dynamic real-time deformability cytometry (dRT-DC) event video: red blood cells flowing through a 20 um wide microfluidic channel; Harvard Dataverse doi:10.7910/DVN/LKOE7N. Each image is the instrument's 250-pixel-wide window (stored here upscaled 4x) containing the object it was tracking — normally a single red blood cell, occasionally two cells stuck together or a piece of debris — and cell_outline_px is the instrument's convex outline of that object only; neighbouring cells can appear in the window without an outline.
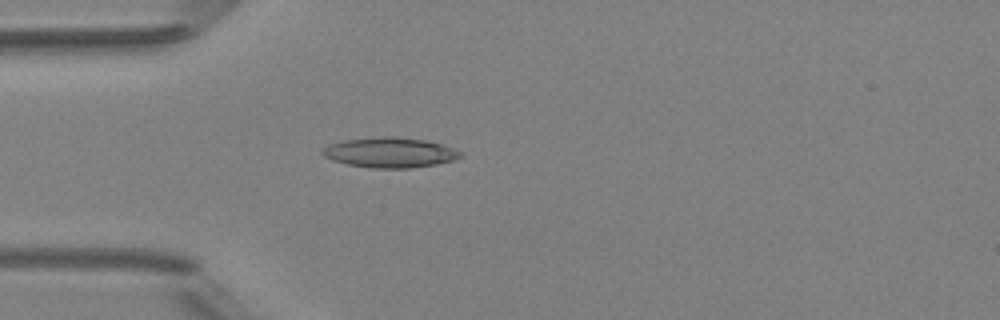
{"species": "Egyptian fruit bat (a non-hibernating species)", "species_latin": "Rousettus aegyptiacus", "temperature_condition": "room temperature", "stored_images_in_passage": 4, "camera_frame_rate_fps": 3000, "um_per_image_px": 0.085, "animal": {"sex": "female"}, "frame": {"image": 1, "passage_image": 4, "time_ms": 4.333, "image_size_px": [1000, 320], "cell_outline_px": [[460, 156], [452, 160], [436, 164], [408, 168], [372, 168], [348, 164], [332, 160], [324, 156], [320, 152], [328, 144], [344, 140], [384, 136], [396, 136], [424, 140], [440, 144], [452, 148], [460, 152]], "centroid_in_image_um": [33.08, 12.96], "position_along_channel_um": 51.9, "area_um2": 23.93}}